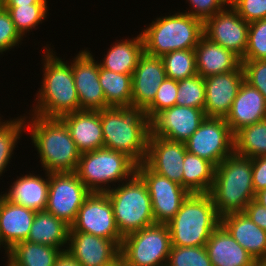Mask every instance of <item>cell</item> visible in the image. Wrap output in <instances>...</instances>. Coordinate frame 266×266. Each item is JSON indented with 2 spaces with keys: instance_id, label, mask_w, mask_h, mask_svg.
I'll use <instances>...</instances> for the list:
<instances>
[{
  "instance_id": "e575fe53",
  "label": "cell",
  "mask_w": 266,
  "mask_h": 266,
  "mask_svg": "<svg viewBox=\"0 0 266 266\" xmlns=\"http://www.w3.org/2000/svg\"><path fill=\"white\" fill-rule=\"evenodd\" d=\"M8 10L12 21L19 32L24 38L27 33L32 32L33 29L37 30L39 24L48 16V4H32L30 6H3Z\"/></svg>"
},
{
  "instance_id": "8992f818",
  "label": "cell",
  "mask_w": 266,
  "mask_h": 266,
  "mask_svg": "<svg viewBox=\"0 0 266 266\" xmlns=\"http://www.w3.org/2000/svg\"><path fill=\"white\" fill-rule=\"evenodd\" d=\"M144 53L154 57L176 50L195 49L204 35L203 21L184 13L156 17L140 32Z\"/></svg>"
},
{
  "instance_id": "681fc988",
  "label": "cell",
  "mask_w": 266,
  "mask_h": 266,
  "mask_svg": "<svg viewBox=\"0 0 266 266\" xmlns=\"http://www.w3.org/2000/svg\"><path fill=\"white\" fill-rule=\"evenodd\" d=\"M254 200L260 205L266 207V188L256 192Z\"/></svg>"
},
{
  "instance_id": "f907efd6",
  "label": "cell",
  "mask_w": 266,
  "mask_h": 266,
  "mask_svg": "<svg viewBox=\"0 0 266 266\" xmlns=\"http://www.w3.org/2000/svg\"><path fill=\"white\" fill-rule=\"evenodd\" d=\"M112 266H123V263L121 260H119L118 262H116L115 264H113Z\"/></svg>"
},
{
  "instance_id": "d590c367",
  "label": "cell",
  "mask_w": 266,
  "mask_h": 266,
  "mask_svg": "<svg viewBox=\"0 0 266 266\" xmlns=\"http://www.w3.org/2000/svg\"><path fill=\"white\" fill-rule=\"evenodd\" d=\"M166 76L175 81L197 75L195 49L176 50L162 57Z\"/></svg>"
},
{
  "instance_id": "74e56055",
  "label": "cell",
  "mask_w": 266,
  "mask_h": 266,
  "mask_svg": "<svg viewBox=\"0 0 266 266\" xmlns=\"http://www.w3.org/2000/svg\"><path fill=\"white\" fill-rule=\"evenodd\" d=\"M166 266H212L205 246H171Z\"/></svg>"
},
{
  "instance_id": "d6a6232c",
  "label": "cell",
  "mask_w": 266,
  "mask_h": 266,
  "mask_svg": "<svg viewBox=\"0 0 266 266\" xmlns=\"http://www.w3.org/2000/svg\"><path fill=\"white\" fill-rule=\"evenodd\" d=\"M234 152L248 158L266 156V119L234 134Z\"/></svg>"
},
{
  "instance_id": "3957f363",
  "label": "cell",
  "mask_w": 266,
  "mask_h": 266,
  "mask_svg": "<svg viewBox=\"0 0 266 266\" xmlns=\"http://www.w3.org/2000/svg\"><path fill=\"white\" fill-rule=\"evenodd\" d=\"M26 131L47 173L75 172L81 153L60 118L25 116Z\"/></svg>"
},
{
  "instance_id": "ba28073f",
  "label": "cell",
  "mask_w": 266,
  "mask_h": 266,
  "mask_svg": "<svg viewBox=\"0 0 266 266\" xmlns=\"http://www.w3.org/2000/svg\"><path fill=\"white\" fill-rule=\"evenodd\" d=\"M106 193L123 237L155 224L150 194L137 174Z\"/></svg>"
},
{
  "instance_id": "e0dca14e",
  "label": "cell",
  "mask_w": 266,
  "mask_h": 266,
  "mask_svg": "<svg viewBox=\"0 0 266 266\" xmlns=\"http://www.w3.org/2000/svg\"><path fill=\"white\" fill-rule=\"evenodd\" d=\"M121 242L85 232L69 231L66 250L81 266H112L120 260Z\"/></svg>"
},
{
  "instance_id": "ac0fdd59",
  "label": "cell",
  "mask_w": 266,
  "mask_h": 266,
  "mask_svg": "<svg viewBox=\"0 0 266 266\" xmlns=\"http://www.w3.org/2000/svg\"><path fill=\"white\" fill-rule=\"evenodd\" d=\"M186 152L184 142L149 136L144 163L152 171L183 186V162Z\"/></svg>"
},
{
  "instance_id": "277c9868",
  "label": "cell",
  "mask_w": 266,
  "mask_h": 266,
  "mask_svg": "<svg viewBox=\"0 0 266 266\" xmlns=\"http://www.w3.org/2000/svg\"><path fill=\"white\" fill-rule=\"evenodd\" d=\"M220 217L244 212L254 200L252 159L233 152L217 167L208 193Z\"/></svg>"
},
{
  "instance_id": "d4e9b609",
  "label": "cell",
  "mask_w": 266,
  "mask_h": 266,
  "mask_svg": "<svg viewBox=\"0 0 266 266\" xmlns=\"http://www.w3.org/2000/svg\"><path fill=\"white\" fill-rule=\"evenodd\" d=\"M44 177L40 174L28 173L17 176L2 195L10 202L32 209L36 212L45 211L47 206L49 173L44 171ZM40 175V176H39Z\"/></svg>"
},
{
  "instance_id": "f6af8a7d",
  "label": "cell",
  "mask_w": 266,
  "mask_h": 266,
  "mask_svg": "<svg viewBox=\"0 0 266 266\" xmlns=\"http://www.w3.org/2000/svg\"><path fill=\"white\" fill-rule=\"evenodd\" d=\"M252 180L255 193L266 188V156L252 158Z\"/></svg>"
},
{
  "instance_id": "8d00e7d4",
  "label": "cell",
  "mask_w": 266,
  "mask_h": 266,
  "mask_svg": "<svg viewBox=\"0 0 266 266\" xmlns=\"http://www.w3.org/2000/svg\"><path fill=\"white\" fill-rule=\"evenodd\" d=\"M176 105L204 110L205 83L202 76L197 74L178 81Z\"/></svg>"
},
{
  "instance_id": "c3c4849f",
  "label": "cell",
  "mask_w": 266,
  "mask_h": 266,
  "mask_svg": "<svg viewBox=\"0 0 266 266\" xmlns=\"http://www.w3.org/2000/svg\"><path fill=\"white\" fill-rule=\"evenodd\" d=\"M2 6H30L32 4H48V0H1Z\"/></svg>"
},
{
  "instance_id": "7dc6e473",
  "label": "cell",
  "mask_w": 266,
  "mask_h": 266,
  "mask_svg": "<svg viewBox=\"0 0 266 266\" xmlns=\"http://www.w3.org/2000/svg\"><path fill=\"white\" fill-rule=\"evenodd\" d=\"M54 266H81L77 260L67 251H62L57 257Z\"/></svg>"
},
{
  "instance_id": "52a82bcc",
  "label": "cell",
  "mask_w": 266,
  "mask_h": 266,
  "mask_svg": "<svg viewBox=\"0 0 266 266\" xmlns=\"http://www.w3.org/2000/svg\"><path fill=\"white\" fill-rule=\"evenodd\" d=\"M136 168L137 164L127 155L101 148L81 154L75 173L90 192L106 193L116 183L131 179Z\"/></svg>"
},
{
  "instance_id": "7402d4cb",
  "label": "cell",
  "mask_w": 266,
  "mask_h": 266,
  "mask_svg": "<svg viewBox=\"0 0 266 266\" xmlns=\"http://www.w3.org/2000/svg\"><path fill=\"white\" fill-rule=\"evenodd\" d=\"M266 119V100L258 89L243 81L225 118L233 134Z\"/></svg>"
},
{
  "instance_id": "ee69618b",
  "label": "cell",
  "mask_w": 266,
  "mask_h": 266,
  "mask_svg": "<svg viewBox=\"0 0 266 266\" xmlns=\"http://www.w3.org/2000/svg\"><path fill=\"white\" fill-rule=\"evenodd\" d=\"M230 6L246 22L266 18V0H231Z\"/></svg>"
},
{
  "instance_id": "ffe728a7",
  "label": "cell",
  "mask_w": 266,
  "mask_h": 266,
  "mask_svg": "<svg viewBox=\"0 0 266 266\" xmlns=\"http://www.w3.org/2000/svg\"><path fill=\"white\" fill-rule=\"evenodd\" d=\"M166 78L162 58L144 53L132 75L131 105L145 109L154 100L159 86Z\"/></svg>"
},
{
  "instance_id": "b9f144b4",
  "label": "cell",
  "mask_w": 266,
  "mask_h": 266,
  "mask_svg": "<svg viewBox=\"0 0 266 266\" xmlns=\"http://www.w3.org/2000/svg\"><path fill=\"white\" fill-rule=\"evenodd\" d=\"M244 81L259 90L266 100V60H241Z\"/></svg>"
},
{
  "instance_id": "44dd1931",
  "label": "cell",
  "mask_w": 266,
  "mask_h": 266,
  "mask_svg": "<svg viewBox=\"0 0 266 266\" xmlns=\"http://www.w3.org/2000/svg\"><path fill=\"white\" fill-rule=\"evenodd\" d=\"M0 194V238L4 255L15 244L26 241L36 211L24 206L16 205ZM4 245V246H3Z\"/></svg>"
},
{
  "instance_id": "1f68e13d",
  "label": "cell",
  "mask_w": 266,
  "mask_h": 266,
  "mask_svg": "<svg viewBox=\"0 0 266 266\" xmlns=\"http://www.w3.org/2000/svg\"><path fill=\"white\" fill-rule=\"evenodd\" d=\"M99 82L105 95L106 108L131 105L132 75L116 73L99 65Z\"/></svg>"
},
{
  "instance_id": "db71d44e",
  "label": "cell",
  "mask_w": 266,
  "mask_h": 266,
  "mask_svg": "<svg viewBox=\"0 0 266 266\" xmlns=\"http://www.w3.org/2000/svg\"><path fill=\"white\" fill-rule=\"evenodd\" d=\"M2 117H3V116L1 115V116H0V123L3 121Z\"/></svg>"
},
{
  "instance_id": "9c48e42d",
  "label": "cell",
  "mask_w": 266,
  "mask_h": 266,
  "mask_svg": "<svg viewBox=\"0 0 266 266\" xmlns=\"http://www.w3.org/2000/svg\"><path fill=\"white\" fill-rule=\"evenodd\" d=\"M170 249L167 224H154L123 237L120 260L123 266H166Z\"/></svg>"
},
{
  "instance_id": "83f0119b",
  "label": "cell",
  "mask_w": 266,
  "mask_h": 266,
  "mask_svg": "<svg viewBox=\"0 0 266 266\" xmlns=\"http://www.w3.org/2000/svg\"><path fill=\"white\" fill-rule=\"evenodd\" d=\"M120 40L116 39L110 45L99 65L116 73L133 75L140 57L144 54L142 35L139 33L136 37Z\"/></svg>"
},
{
  "instance_id": "f35d334b",
  "label": "cell",
  "mask_w": 266,
  "mask_h": 266,
  "mask_svg": "<svg viewBox=\"0 0 266 266\" xmlns=\"http://www.w3.org/2000/svg\"><path fill=\"white\" fill-rule=\"evenodd\" d=\"M241 60H266V18L249 23L247 48Z\"/></svg>"
},
{
  "instance_id": "5b68a950",
  "label": "cell",
  "mask_w": 266,
  "mask_h": 266,
  "mask_svg": "<svg viewBox=\"0 0 266 266\" xmlns=\"http://www.w3.org/2000/svg\"><path fill=\"white\" fill-rule=\"evenodd\" d=\"M220 224L221 217L211 196L208 193H191L167 224L171 246H205Z\"/></svg>"
},
{
  "instance_id": "7c38bea8",
  "label": "cell",
  "mask_w": 266,
  "mask_h": 266,
  "mask_svg": "<svg viewBox=\"0 0 266 266\" xmlns=\"http://www.w3.org/2000/svg\"><path fill=\"white\" fill-rule=\"evenodd\" d=\"M136 174L147 186L155 224H168L191 193L183 186L152 171L144 162L137 165Z\"/></svg>"
},
{
  "instance_id": "4dcf8cb0",
  "label": "cell",
  "mask_w": 266,
  "mask_h": 266,
  "mask_svg": "<svg viewBox=\"0 0 266 266\" xmlns=\"http://www.w3.org/2000/svg\"><path fill=\"white\" fill-rule=\"evenodd\" d=\"M215 166L199 156L186 152L183 162V187L190 193H209Z\"/></svg>"
},
{
  "instance_id": "5bb4252c",
  "label": "cell",
  "mask_w": 266,
  "mask_h": 266,
  "mask_svg": "<svg viewBox=\"0 0 266 266\" xmlns=\"http://www.w3.org/2000/svg\"><path fill=\"white\" fill-rule=\"evenodd\" d=\"M249 22L229 5L203 22L204 36L232 51L240 59L247 48Z\"/></svg>"
},
{
  "instance_id": "d6986e66",
  "label": "cell",
  "mask_w": 266,
  "mask_h": 266,
  "mask_svg": "<svg viewBox=\"0 0 266 266\" xmlns=\"http://www.w3.org/2000/svg\"><path fill=\"white\" fill-rule=\"evenodd\" d=\"M243 81L242 65L234 71L204 78L206 117L225 119Z\"/></svg>"
},
{
  "instance_id": "8fae6325",
  "label": "cell",
  "mask_w": 266,
  "mask_h": 266,
  "mask_svg": "<svg viewBox=\"0 0 266 266\" xmlns=\"http://www.w3.org/2000/svg\"><path fill=\"white\" fill-rule=\"evenodd\" d=\"M91 192L75 172L49 173V188L45 211L71 226L78 211Z\"/></svg>"
},
{
  "instance_id": "2e32d148",
  "label": "cell",
  "mask_w": 266,
  "mask_h": 266,
  "mask_svg": "<svg viewBox=\"0 0 266 266\" xmlns=\"http://www.w3.org/2000/svg\"><path fill=\"white\" fill-rule=\"evenodd\" d=\"M205 118V112L200 108L174 105L159 112L150 121V136L185 142Z\"/></svg>"
},
{
  "instance_id": "60d3db41",
  "label": "cell",
  "mask_w": 266,
  "mask_h": 266,
  "mask_svg": "<svg viewBox=\"0 0 266 266\" xmlns=\"http://www.w3.org/2000/svg\"><path fill=\"white\" fill-rule=\"evenodd\" d=\"M23 37L17 31L10 13L0 6V55L11 51L15 46L21 45Z\"/></svg>"
},
{
  "instance_id": "30bf717a",
  "label": "cell",
  "mask_w": 266,
  "mask_h": 266,
  "mask_svg": "<svg viewBox=\"0 0 266 266\" xmlns=\"http://www.w3.org/2000/svg\"><path fill=\"white\" fill-rule=\"evenodd\" d=\"M184 143L188 152L215 167L234 152V134L224 118L206 117Z\"/></svg>"
},
{
  "instance_id": "ab89813d",
  "label": "cell",
  "mask_w": 266,
  "mask_h": 266,
  "mask_svg": "<svg viewBox=\"0 0 266 266\" xmlns=\"http://www.w3.org/2000/svg\"><path fill=\"white\" fill-rule=\"evenodd\" d=\"M178 81L166 78L158 88L154 100L145 108L150 121L161 111L176 105Z\"/></svg>"
},
{
  "instance_id": "4316f807",
  "label": "cell",
  "mask_w": 266,
  "mask_h": 266,
  "mask_svg": "<svg viewBox=\"0 0 266 266\" xmlns=\"http://www.w3.org/2000/svg\"><path fill=\"white\" fill-rule=\"evenodd\" d=\"M195 60L197 73L203 78L234 71L241 65V59L236 54L204 35L195 47Z\"/></svg>"
},
{
  "instance_id": "cb8c5ba5",
  "label": "cell",
  "mask_w": 266,
  "mask_h": 266,
  "mask_svg": "<svg viewBox=\"0 0 266 266\" xmlns=\"http://www.w3.org/2000/svg\"><path fill=\"white\" fill-rule=\"evenodd\" d=\"M81 154L104 148L100 111L80 110L60 118Z\"/></svg>"
},
{
  "instance_id": "7bdbcfd3",
  "label": "cell",
  "mask_w": 266,
  "mask_h": 266,
  "mask_svg": "<svg viewBox=\"0 0 266 266\" xmlns=\"http://www.w3.org/2000/svg\"><path fill=\"white\" fill-rule=\"evenodd\" d=\"M187 2L190 4V9L188 8V11L184 10V13L204 22L206 19L229 6L231 0H186Z\"/></svg>"
},
{
  "instance_id": "816d5d0a",
  "label": "cell",
  "mask_w": 266,
  "mask_h": 266,
  "mask_svg": "<svg viewBox=\"0 0 266 266\" xmlns=\"http://www.w3.org/2000/svg\"><path fill=\"white\" fill-rule=\"evenodd\" d=\"M257 266H266V262L258 263Z\"/></svg>"
},
{
  "instance_id": "484cf974",
  "label": "cell",
  "mask_w": 266,
  "mask_h": 266,
  "mask_svg": "<svg viewBox=\"0 0 266 266\" xmlns=\"http://www.w3.org/2000/svg\"><path fill=\"white\" fill-rule=\"evenodd\" d=\"M212 266H257L254 258L220 224L205 245Z\"/></svg>"
},
{
  "instance_id": "7a4b0ae2",
  "label": "cell",
  "mask_w": 266,
  "mask_h": 266,
  "mask_svg": "<svg viewBox=\"0 0 266 266\" xmlns=\"http://www.w3.org/2000/svg\"><path fill=\"white\" fill-rule=\"evenodd\" d=\"M104 148L121 152L137 165L144 162L151 133L150 119L141 106L100 110Z\"/></svg>"
},
{
  "instance_id": "6da1fadb",
  "label": "cell",
  "mask_w": 266,
  "mask_h": 266,
  "mask_svg": "<svg viewBox=\"0 0 266 266\" xmlns=\"http://www.w3.org/2000/svg\"><path fill=\"white\" fill-rule=\"evenodd\" d=\"M47 45V46H46ZM43 48V69L41 88H38L33 108L28 114H35L44 118H61L66 114L80 111L79 99L75 87L70 64L57 56L49 44Z\"/></svg>"
},
{
  "instance_id": "bcb514c9",
  "label": "cell",
  "mask_w": 266,
  "mask_h": 266,
  "mask_svg": "<svg viewBox=\"0 0 266 266\" xmlns=\"http://www.w3.org/2000/svg\"><path fill=\"white\" fill-rule=\"evenodd\" d=\"M244 213L260 228L266 231V207L252 200L244 209Z\"/></svg>"
},
{
  "instance_id": "603a6c76",
  "label": "cell",
  "mask_w": 266,
  "mask_h": 266,
  "mask_svg": "<svg viewBox=\"0 0 266 266\" xmlns=\"http://www.w3.org/2000/svg\"><path fill=\"white\" fill-rule=\"evenodd\" d=\"M221 225L257 263L266 262V231L244 212L224 215Z\"/></svg>"
},
{
  "instance_id": "9a60e30c",
  "label": "cell",
  "mask_w": 266,
  "mask_h": 266,
  "mask_svg": "<svg viewBox=\"0 0 266 266\" xmlns=\"http://www.w3.org/2000/svg\"><path fill=\"white\" fill-rule=\"evenodd\" d=\"M88 49L80 50L72 58V70L81 110L100 111L106 99L99 82V60Z\"/></svg>"
},
{
  "instance_id": "4fadbf2b",
  "label": "cell",
  "mask_w": 266,
  "mask_h": 266,
  "mask_svg": "<svg viewBox=\"0 0 266 266\" xmlns=\"http://www.w3.org/2000/svg\"><path fill=\"white\" fill-rule=\"evenodd\" d=\"M69 231L89 233L112 241H123L107 193L91 192L78 211Z\"/></svg>"
},
{
  "instance_id": "f546056e",
  "label": "cell",
  "mask_w": 266,
  "mask_h": 266,
  "mask_svg": "<svg viewBox=\"0 0 266 266\" xmlns=\"http://www.w3.org/2000/svg\"><path fill=\"white\" fill-rule=\"evenodd\" d=\"M63 250L49 245L22 241L15 244L5 255L14 266H54Z\"/></svg>"
},
{
  "instance_id": "836d02e7",
  "label": "cell",
  "mask_w": 266,
  "mask_h": 266,
  "mask_svg": "<svg viewBox=\"0 0 266 266\" xmlns=\"http://www.w3.org/2000/svg\"><path fill=\"white\" fill-rule=\"evenodd\" d=\"M25 115L4 119L0 123V177L7 171L6 168L11 162L17 143L26 132Z\"/></svg>"
},
{
  "instance_id": "f1b7e54d",
  "label": "cell",
  "mask_w": 266,
  "mask_h": 266,
  "mask_svg": "<svg viewBox=\"0 0 266 266\" xmlns=\"http://www.w3.org/2000/svg\"><path fill=\"white\" fill-rule=\"evenodd\" d=\"M69 228V225L53 214L38 211L26 241L49 245L65 251L68 246Z\"/></svg>"
},
{
  "instance_id": "f5cc1de1",
  "label": "cell",
  "mask_w": 266,
  "mask_h": 266,
  "mask_svg": "<svg viewBox=\"0 0 266 266\" xmlns=\"http://www.w3.org/2000/svg\"><path fill=\"white\" fill-rule=\"evenodd\" d=\"M6 266H14L11 262H9L8 260L6 261Z\"/></svg>"
}]
</instances>
